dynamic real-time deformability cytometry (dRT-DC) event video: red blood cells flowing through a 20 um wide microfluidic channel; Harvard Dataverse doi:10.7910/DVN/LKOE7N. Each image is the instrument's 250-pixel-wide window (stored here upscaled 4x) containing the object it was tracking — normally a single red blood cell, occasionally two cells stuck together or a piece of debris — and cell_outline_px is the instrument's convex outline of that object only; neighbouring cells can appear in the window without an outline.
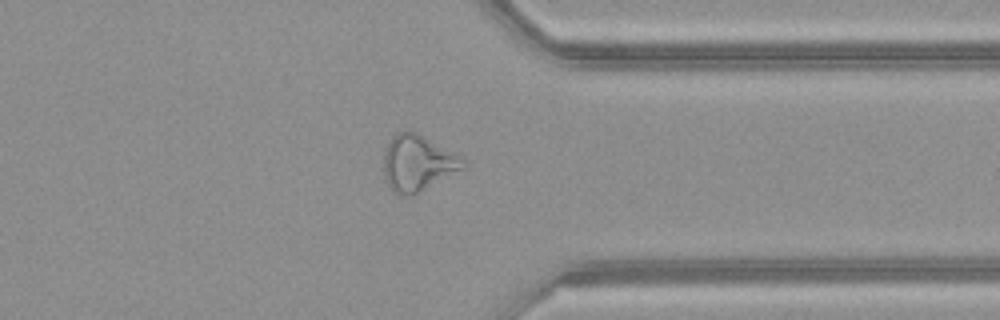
{"species": "common noctule bat (a hibernating species)", "species_latin": "Nyctalus noctula", "temperature_condition": "warm", "stored_images_in_passage": 50, "camera_frame_rate_fps": 3000, "um_per_image_px": 0.085, "animal": {"sex": "female", "body_mass_g": 21.9}, "frame": {"image": 1, "passage_image": 39, "time_ms": 12.667, "image_size_px": [1000, 320], "cell_outline_px": [[468, 168], [412, 196], [400, 196], [392, 192], [384, 176], [384, 152], [392, 136], [400, 132], [416, 132], [468, 160]], "centroid_in_image_um": [35.56, 13.91], "position_along_channel_um": 375.8, "area_um2": 26.3}}
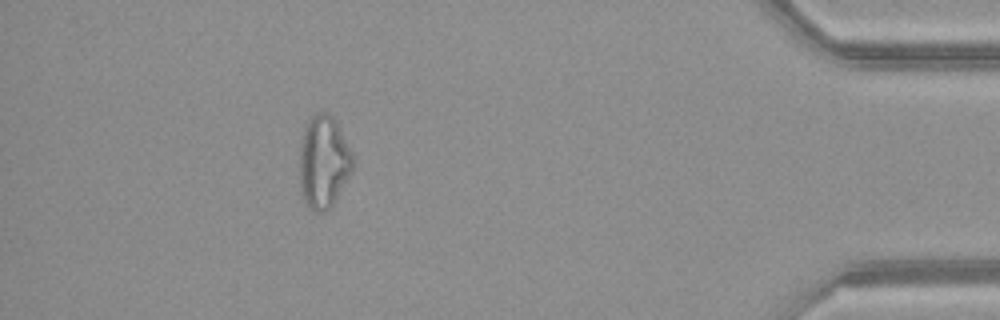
{"frame": {"image": 2, "passage_image": 45, "time_ms": 14.667, "image_size_px": [1000, 320], "cell_outline_px": [[356, 160], [352, 172], [332, 204], [324, 212], [316, 212], [308, 208], [304, 204], [300, 196], [300, 140], [304, 128], [308, 120], [316, 112], [328, 112], [336, 120]], "centroid_in_image_um": [27.5, 13.76], "position_along_channel_um": 407.7, "area_um2": 29.3}, "authors_computed_cell_mechanics": {"area_um2": 28.1197, "velocity_mm_per_s": 4.1292, "shape_relaxation_time_tau1_ms": null, "shape_relaxation_time_tau2_ms": 2.6475, "deformation_change_tau1": null, "deformation_change_tau2": 0.1446}}